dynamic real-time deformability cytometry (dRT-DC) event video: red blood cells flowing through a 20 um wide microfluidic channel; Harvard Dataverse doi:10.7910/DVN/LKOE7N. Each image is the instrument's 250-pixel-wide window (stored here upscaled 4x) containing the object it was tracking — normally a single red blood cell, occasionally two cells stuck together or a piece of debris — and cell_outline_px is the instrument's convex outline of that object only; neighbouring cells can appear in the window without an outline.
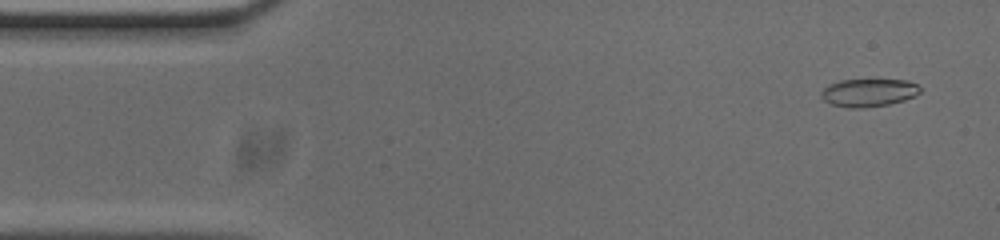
{"species": "common noctule bat (a hibernating species)", "species_latin": "Nyctalus noctula", "temperature_condition": "cold", "stored_images_in_passage": 53, "camera_frame_rate_fps": 3000, "um_per_image_px": 0.085, "animal": {"sex": "male", "body_mass_g": 20.0, "forearm_length_mm": 53.3}, "frame": {"image": 1, "passage_image": 3, "time_ms": 0.667, "image_size_px": [1000, 240], "cell_outline_px": [[920, 92], [904, 100], [888, 104], [864, 108], [848, 108], [832, 104], [824, 100], [820, 96], [820, 92], [828, 84], [840, 80], [908, 80], [916, 84], [920, 88]], "centroid_in_image_um": [73.79, 7.87], "position_along_channel_um": 11.2, "area_um2": 16.01}}
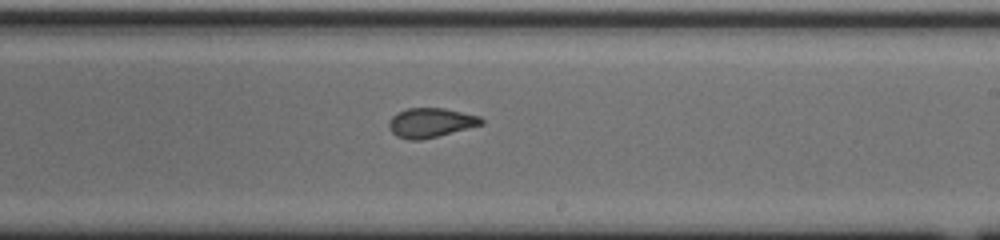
{"frame": {"image": 2, "passage_image": 30, "time_ms": 9.667, "image_size_px": [1000, 240], "cell_outline_px": [[484, 124], [420, 140], [408, 140], [396, 136], [388, 128], [388, 120], [396, 112], [408, 108], [444, 108], [480, 116], [484, 120]], "centroid_in_image_um": [36.57, 10.42], "position_along_channel_um": 252.4, "area_um2": 15.9}}
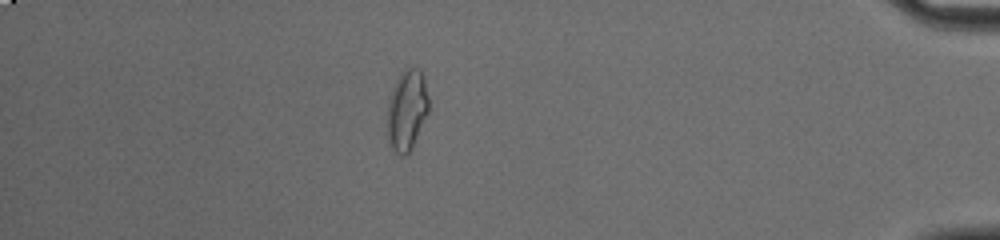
{"frame": {"image": 3, "passage_image": 46, "time_ms": 15.0, "image_size_px": [1000, 240], "cell_outline_px": [[428, 112], [412, 148], [404, 156], [400, 156], [396, 152], [388, 140], [388, 100], [396, 80], [400, 72], [408, 68], [420, 68], [424, 76], [428, 96]], "centroid_in_image_um": [34.6, 9.33], "position_along_channel_um": 400.6, "area_um2": 19.31}, "authors_computed_cell_mechanics": {"area_um2": 16.5308, "velocity_mm_per_s": 3.7695, "shape_relaxation_time_tau1_ms": null, "shape_relaxation_time_tau2_ms": 1.5037, "deformation_change_tau1": null, "deformation_change_tau2": 0.0715}}